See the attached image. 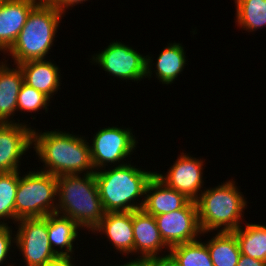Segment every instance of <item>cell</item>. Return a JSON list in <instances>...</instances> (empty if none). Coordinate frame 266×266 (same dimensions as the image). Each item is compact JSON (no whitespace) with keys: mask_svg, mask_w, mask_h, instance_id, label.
Returning <instances> with one entry per match:
<instances>
[{"mask_svg":"<svg viewBox=\"0 0 266 266\" xmlns=\"http://www.w3.org/2000/svg\"><path fill=\"white\" fill-rule=\"evenodd\" d=\"M44 131L33 128V150L44 164L38 170L56 177L95 172L87 137L60 129Z\"/></svg>","mask_w":266,"mask_h":266,"instance_id":"1","label":"cell"},{"mask_svg":"<svg viewBox=\"0 0 266 266\" xmlns=\"http://www.w3.org/2000/svg\"><path fill=\"white\" fill-rule=\"evenodd\" d=\"M132 164L130 161L94 172L105 212H127L143 208L145 189L155 172L137 168Z\"/></svg>","mask_w":266,"mask_h":266,"instance_id":"2","label":"cell"},{"mask_svg":"<svg viewBox=\"0 0 266 266\" xmlns=\"http://www.w3.org/2000/svg\"><path fill=\"white\" fill-rule=\"evenodd\" d=\"M233 179L203 189L198 199V221L201 236L208 232H233L244 222L248 201Z\"/></svg>","mask_w":266,"mask_h":266,"instance_id":"3","label":"cell"},{"mask_svg":"<svg viewBox=\"0 0 266 266\" xmlns=\"http://www.w3.org/2000/svg\"><path fill=\"white\" fill-rule=\"evenodd\" d=\"M56 213L73 219L88 233L100 223L105 211L94 173L57 177Z\"/></svg>","mask_w":266,"mask_h":266,"instance_id":"4","label":"cell"},{"mask_svg":"<svg viewBox=\"0 0 266 266\" xmlns=\"http://www.w3.org/2000/svg\"><path fill=\"white\" fill-rule=\"evenodd\" d=\"M64 16L57 8L40 1L31 10L17 40L6 52L7 56L14 60L12 65L48 58Z\"/></svg>","mask_w":266,"mask_h":266,"instance_id":"5","label":"cell"},{"mask_svg":"<svg viewBox=\"0 0 266 266\" xmlns=\"http://www.w3.org/2000/svg\"><path fill=\"white\" fill-rule=\"evenodd\" d=\"M37 171L20 173L15 197V223L23 218H43L56 213L57 177Z\"/></svg>","mask_w":266,"mask_h":266,"instance_id":"6","label":"cell"},{"mask_svg":"<svg viewBox=\"0 0 266 266\" xmlns=\"http://www.w3.org/2000/svg\"><path fill=\"white\" fill-rule=\"evenodd\" d=\"M133 133L131 128H120L117 125L100 128L91 138V144L89 143L95 171L110 165L120 166L129 163L126 158L130 159L128 157L133 155L138 144Z\"/></svg>","mask_w":266,"mask_h":266,"instance_id":"7","label":"cell"},{"mask_svg":"<svg viewBox=\"0 0 266 266\" xmlns=\"http://www.w3.org/2000/svg\"><path fill=\"white\" fill-rule=\"evenodd\" d=\"M129 44L115 40L99 53L91 55L92 64L98 65L110 76L135 83L146 78V56Z\"/></svg>","mask_w":266,"mask_h":266,"instance_id":"8","label":"cell"},{"mask_svg":"<svg viewBox=\"0 0 266 266\" xmlns=\"http://www.w3.org/2000/svg\"><path fill=\"white\" fill-rule=\"evenodd\" d=\"M15 231V245L26 266H43L59 258L51 248L47 216L43 218H23L18 220ZM21 252V253H20Z\"/></svg>","mask_w":266,"mask_h":266,"instance_id":"9","label":"cell"},{"mask_svg":"<svg viewBox=\"0 0 266 266\" xmlns=\"http://www.w3.org/2000/svg\"><path fill=\"white\" fill-rule=\"evenodd\" d=\"M202 159V160H201ZM203 158H195L190 153L181 152L165 174L155 171V175L168 187L182 193L190 201H196L204 187Z\"/></svg>","mask_w":266,"mask_h":266,"instance_id":"10","label":"cell"},{"mask_svg":"<svg viewBox=\"0 0 266 266\" xmlns=\"http://www.w3.org/2000/svg\"><path fill=\"white\" fill-rule=\"evenodd\" d=\"M164 243L169 247L201 237L197 206L189 201L182 209L154 216Z\"/></svg>","mask_w":266,"mask_h":266,"instance_id":"11","label":"cell"},{"mask_svg":"<svg viewBox=\"0 0 266 266\" xmlns=\"http://www.w3.org/2000/svg\"><path fill=\"white\" fill-rule=\"evenodd\" d=\"M30 124L0 123V173L20 171L22 156L33 148Z\"/></svg>","mask_w":266,"mask_h":266,"instance_id":"12","label":"cell"},{"mask_svg":"<svg viewBox=\"0 0 266 266\" xmlns=\"http://www.w3.org/2000/svg\"><path fill=\"white\" fill-rule=\"evenodd\" d=\"M133 232L134 255H138L137 259L149 261L168 257L170 248L161 238L153 215L146 213L143 209L133 211Z\"/></svg>","mask_w":266,"mask_h":266,"instance_id":"13","label":"cell"},{"mask_svg":"<svg viewBox=\"0 0 266 266\" xmlns=\"http://www.w3.org/2000/svg\"><path fill=\"white\" fill-rule=\"evenodd\" d=\"M91 232L105 235L109 244L124 257L134 255L133 211L105 212Z\"/></svg>","mask_w":266,"mask_h":266,"instance_id":"14","label":"cell"},{"mask_svg":"<svg viewBox=\"0 0 266 266\" xmlns=\"http://www.w3.org/2000/svg\"><path fill=\"white\" fill-rule=\"evenodd\" d=\"M40 0H5L0 6V54L6 52L17 40L31 10Z\"/></svg>","mask_w":266,"mask_h":266,"instance_id":"15","label":"cell"},{"mask_svg":"<svg viewBox=\"0 0 266 266\" xmlns=\"http://www.w3.org/2000/svg\"><path fill=\"white\" fill-rule=\"evenodd\" d=\"M186 52L181 43L174 41L168 43L166 47L161 50L157 57L156 63L153 64L152 56L146 55V78L151 79L154 75L162 84L171 85L182 74L186 66ZM153 65L155 68H153ZM156 70H153V69Z\"/></svg>","mask_w":266,"mask_h":266,"instance_id":"16","label":"cell"},{"mask_svg":"<svg viewBox=\"0 0 266 266\" xmlns=\"http://www.w3.org/2000/svg\"><path fill=\"white\" fill-rule=\"evenodd\" d=\"M24 76V82L43 92L50 99L61 89L60 67L48 59L29 60L18 64Z\"/></svg>","mask_w":266,"mask_h":266,"instance_id":"17","label":"cell"},{"mask_svg":"<svg viewBox=\"0 0 266 266\" xmlns=\"http://www.w3.org/2000/svg\"><path fill=\"white\" fill-rule=\"evenodd\" d=\"M143 210L153 216L182 209L190 200L177 190L168 187L155 174L145 189Z\"/></svg>","mask_w":266,"mask_h":266,"instance_id":"18","label":"cell"},{"mask_svg":"<svg viewBox=\"0 0 266 266\" xmlns=\"http://www.w3.org/2000/svg\"><path fill=\"white\" fill-rule=\"evenodd\" d=\"M0 61V123H19L13 119L17 112V98L24 82L19 65L10 66L8 59ZM4 61V62H3Z\"/></svg>","mask_w":266,"mask_h":266,"instance_id":"19","label":"cell"},{"mask_svg":"<svg viewBox=\"0 0 266 266\" xmlns=\"http://www.w3.org/2000/svg\"><path fill=\"white\" fill-rule=\"evenodd\" d=\"M82 228L71 218L57 213L47 215V230L51 248L59 258H73L74 243ZM74 242V243H73ZM64 249V250H63ZM74 249V250H73Z\"/></svg>","mask_w":266,"mask_h":266,"instance_id":"20","label":"cell"},{"mask_svg":"<svg viewBox=\"0 0 266 266\" xmlns=\"http://www.w3.org/2000/svg\"><path fill=\"white\" fill-rule=\"evenodd\" d=\"M245 224V227L241 225L232 232L236 236L241 254L266 262V224Z\"/></svg>","mask_w":266,"mask_h":266,"instance_id":"21","label":"cell"},{"mask_svg":"<svg viewBox=\"0 0 266 266\" xmlns=\"http://www.w3.org/2000/svg\"><path fill=\"white\" fill-rule=\"evenodd\" d=\"M215 236L204 241L208 247L214 266H237L241 252L232 232H217Z\"/></svg>","mask_w":266,"mask_h":266,"instance_id":"22","label":"cell"},{"mask_svg":"<svg viewBox=\"0 0 266 266\" xmlns=\"http://www.w3.org/2000/svg\"><path fill=\"white\" fill-rule=\"evenodd\" d=\"M202 240L200 238L171 247L168 258L177 266H214L208 247Z\"/></svg>","mask_w":266,"mask_h":266,"instance_id":"23","label":"cell"},{"mask_svg":"<svg viewBox=\"0 0 266 266\" xmlns=\"http://www.w3.org/2000/svg\"><path fill=\"white\" fill-rule=\"evenodd\" d=\"M234 2L236 26L248 32L266 27V0H234Z\"/></svg>","mask_w":266,"mask_h":266,"instance_id":"24","label":"cell"},{"mask_svg":"<svg viewBox=\"0 0 266 266\" xmlns=\"http://www.w3.org/2000/svg\"><path fill=\"white\" fill-rule=\"evenodd\" d=\"M20 172L0 173V224L7 225L11 222L10 219L13 220V224L15 223V197Z\"/></svg>","mask_w":266,"mask_h":266,"instance_id":"25","label":"cell"},{"mask_svg":"<svg viewBox=\"0 0 266 266\" xmlns=\"http://www.w3.org/2000/svg\"><path fill=\"white\" fill-rule=\"evenodd\" d=\"M50 99L43 92L34 89L25 82L22 83L18 98H17V112L21 113L39 112L41 109L45 110L47 113L51 104H49ZM39 110V111H38Z\"/></svg>","mask_w":266,"mask_h":266,"instance_id":"26","label":"cell"},{"mask_svg":"<svg viewBox=\"0 0 266 266\" xmlns=\"http://www.w3.org/2000/svg\"><path fill=\"white\" fill-rule=\"evenodd\" d=\"M11 227L8 224H0V266L7 264L8 258L12 259L9 255L14 252L12 247L15 245V231Z\"/></svg>","mask_w":266,"mask_h":266,"instance_id":"27","label":"cell"},{"mask_svg":"<svg viewBox=\"0 0 266 266\" xmlns=\"http://www.w3.org/2000/svg\"><path fill=\"white\" fill-rule=\"evenodd\" d=\"M42 3L57 8L64 15L68 9L75 5L82 4L88 0H40Z\"/></svg>","mask_w":266,"mask_h":266,"instance_id":"28","label":"cell"},{"mask_svg":"<svg viewBox=\"0 0 266 266\" xmlns=\"http://www.w3.org/2000/svg\"><path fill=\"white\" fill-rule=\"evenodd\" d=\"M237 266H265V262L241 254Z\"/></svg>","mask_w":266,"mask_h":266,"instance_id":"29","label":"cell"},{"mask_svg":"<svg viewBox=\"0 0 266 266\" xmlns=\"http://www.w3.org/2000/svg\"><path fill=\"white\" fill-rule=\"evenodd\" d=\"M72 258H57L56 260L44 264L43 266H77Z\"/></svg>","mask_w":266,"mask_h":266,"instance_id":"30","label":"cell"},{"mask_svg":"<svg viewBox=\"0 0 266 266\" xmlns=\"http://www.w3.org/2000/svg\"><path fill=\"white\" fill-rule=\"evenodd\" d=\"M148 266H177L168 257L148 261Z\"/></svg>","mask_w":266,"mask_h":266,"instance_id":"31","label":"cell"},{"mask_svg":"<svg viewBox=\"0 0 266 266\" xmlns=\"http://www.w3.org/2000/svg\"><path fill=\"white\" fill-rule=\"evenodd\" d=\"M107 266V265H106ZM114 266V265H111ZM115 266H148V261L142 260V259H130L128 262H124V264L122 265H115Z\"/></svg>","mask_w":266,"mask_h":266,"instance_id":"32","label":"cell"},{"mask_svg":"<svg viewBox=\"0 0 266 266\" xmlns=\"http://www.w3.org/2000/svg\"><path fill=\"white\" fill-rule=\"evenodd\" d=\"M7 266H15V264L12 262L11 264L9 263Z\"/></svg>","mask_w":266,"mask_h":266,"instance_id":"33","label":"cell"},{"mask_svg":"<svg viewBox=\"0 0 266 266\" xmlns=\"http://www.w3.org/2000/svg\"><path fill=\"white\" fill-rule=\"evenodd\" d=\"M5 0H0V6L4 3Z\"/></svg>","mask_w":266,"mask_h":266,"instance_id":"34","label":"cell"}]
</instances>
